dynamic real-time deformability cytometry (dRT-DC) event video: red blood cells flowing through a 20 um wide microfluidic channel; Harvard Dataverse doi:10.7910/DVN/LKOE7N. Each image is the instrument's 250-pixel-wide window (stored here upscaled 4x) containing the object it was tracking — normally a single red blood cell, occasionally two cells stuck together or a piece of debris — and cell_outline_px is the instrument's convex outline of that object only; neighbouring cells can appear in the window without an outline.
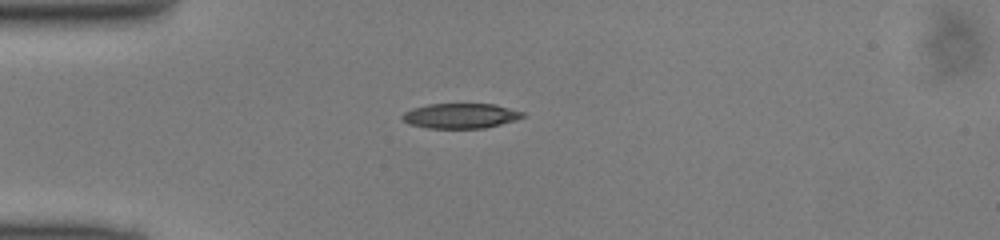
{"species": "common noctule bat (a hibernating species)", "species_latin": "Nyctalus noctula", "temperature_condition": "cold", "stored_images_in_passage": 37, "camera_frame_rate_fps": 3000, "um_per_image_px": 0.085, "animal": {"sex": "male", "body_mass_g": 13.0, "forearm_length_mm": 53.1}, "frame": {"image": 1, "passage_image": 1, "time_ms": 0.0, "image_size_px": [1000, 240], "cell_outline_px": [[524, 116], [516, 120], [484, 128], [428, 128], [408, 124], [400, 120], [400, 116], [404, 112], [412, 108], [428, 104], [496, 104], [524, 112]], "centroid_in_image_um": [39.1, 9.84], "position_along_channel_um": 45.9, "area_um2": 17.69}}
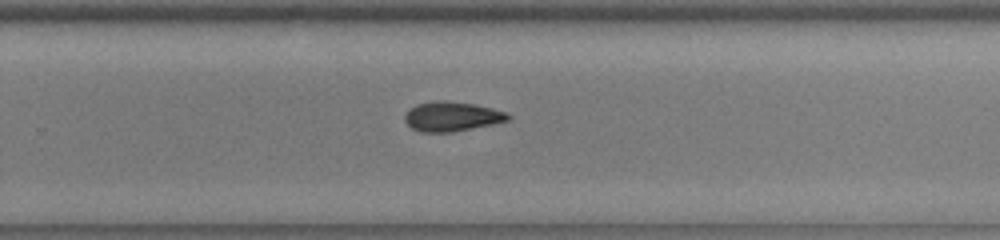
{"frame": {"image": 2, "passage_image": 20, "time_ms": 6.333, "image_size_px": [1000, 240], "cell_outline_px": [[512, 116], [508, 120], [492, 124], [452, 132], [420, 132], [412, 128], [404, 120], [404, 116], [408, 108], [416, 104], [440, 100], [444, 100], [476, 104], [508, 112]], "centroid_in_image_um": [38.4, 9.89], "position_along_channel_um": 291.4, "area_um2": 17.92}}
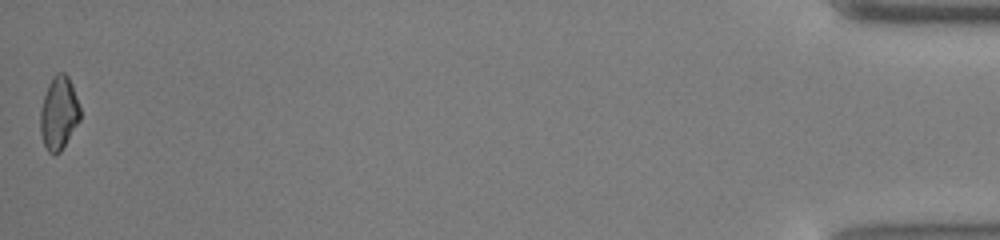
{"frame": {"image": 3, "passage_image": 37, "time_ms": 12.0, "image_size_px": [1000, 240], "cell_outline_px": [[80, 120], [60, 152], [48, 152], [44, 144], [40, 132], [40, 108], [48, 84], [52, 76], [56, 72], [64, 72], [68, 76], [72, 84], [80, 108]], "centroid_in_image_um": [4.99, 9.57], "position_along_channel_um": 430.2, "area_um2": 16.94}}